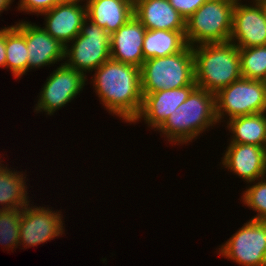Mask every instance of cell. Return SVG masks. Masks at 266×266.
<instances>
[{
    "label": "cell",
    "instance_id": "obj_1",
    "mask_svg": "<svg viewBox=\"0 0 266 266\" xmlns=\"http://www.w3.org/2000/svg\"><path fill=\"white\" fill-rule=\"evenodd\" d=\"M94 71L90 82L100 104L112 115L132 124L143 103L140 68L109 59Z\"/></svg>",
    "mask_w": 266,
    "mask_h": 266
},
{
    "label": "cell",
    "instance_id": "obj_10",
    "mask_svg": "<svg viewBox=\"0 0 266 266\" xmlns=\"http://www.w3.org/2000/svg\"><path fill=\"white\" fill-rule=\"evenodd\" d=\"M62 218L61 211L28 204L22 208L19 246L23 245L26 249L62 236L65 231Z\"/></svg>",
    "mask_w": 266,
    "mask_h": 266
},
{
    "label": "cell",
    "instance_id": "obj_21",
    "mask_svg": "<svg viewBox=\"0 0 266 266\" xmlns=\"http://www.w3.org/2000/svg\"><path fill=\"white\" fill-rule=\"evenodd\" d=\"M1 162L3 161H0V209H22L30 203L25 182L27 175L11 170Z\"/></svg>",
    "mask_w": 266,
    "mask_h": 266
},
{
    "label": "cell",
    "instance_id": "obj_25",
    "mask_svg": "<svg viewBox=\"0 0 266 266\" xmlns=\"http://www.w3.org/2000/svg\"><path fill=\"white\" fill-rule=\"evenodd\" d=\"M242 193V202L257 214L251 220L266 221V178L250 183ZM253 184V185H252Z\"/></svg>",
    "mask_w": 266,
    "mask_h": 266
},
{
    "label": "cell",
    "instance_id": "obj_3",
    "mask_svg": "<svg viewBox=\"0 0 266 266\" xmlns=\"http://www.w3.org/2000/svg\"><path fill=\"white\" fill-rule=\"evenodd\" d=\"M192 50L197 87L216 94L242 77L239 48L234 43H204Z\"/></svg>",
    "mask_w": 266,
    "mask_h": 266
},
{
    "label": "cell",
    "instance_id": "obj_5",
    "mask_svg": "<svg viewBox=\"0 0 266 266\" xmlns=\"http://www.w3.org/2000/svg\"><path fill=\"white\" fill-rule=\"evenodd\" d=\"M236 0H207L186 19L185 39L193 47L230 41Z\"/></svg>",
    "mask_w": 266,
    "mask_h": 266
},
{
    "label": "cell",
    "instance_id": "obj_30",
    "mask_svg": "<svg viewBox=\"0 0 266 266\" xmlns=\"http://www.w3.org/2000/svg\"><path fill=\"white\" fill-rule=\"evenodd\" d=\"M253 4H257V5H266V0H252Z\"/></svg>",
    "mask_w": 266,
    "mask_h": 266
},
{
    "label": "cell",
    "instance_id": "obj_31",
    "mask_svg": "<svg viewBox=\"0 0 266 266\" xmlns=\"http://www.w3.org/2000/svg\"><path fill=\"white\" fill-rule=\"evenodd\" d=\"M262 81L266 85V75H265V77H264V79Z\"/></svg>",
    "mask_w": 266,
    "mask_h": 266
},
{
    "label": "cell",
    "instance_id": "obj_4",
    "mask_svg": "<svg viewBox=\"0 0 266 266\" xmlns=\"http://www.w3.org/2000/svg\"><path fill=\"white\" fill-rule=\"evenodd\" d=\"M140 77L142 93L197 86L192 47L187 45L174 55L145 60L140 67Z\"/></svg>",
    "mask_w": 266,
    "mask_h": 266
},
{
    "label": "cell",
    "instance_id": "obj_7",
    "mask_svg": "<svg viewBox=\"0 0 266 266\" xmlns=\"http://www.w3.org/2000/svg\"><path fill=\"white\" fill-rule=\"evenodd\" d=\"M218 123L228 119L266 112V85L262 80L241 77L215 94ZM223 120V121H222Z\"/></svg>",
    "mask_w": 266,
    "mask_h": 266
},
{
    "label": "cell",
    "instance_id": "obj_22",
    "mask_svg": "<svg viewBox=\"0 0 266 266\" xmlns=\"http://www.w3.org/2000/svg\"><path fill=\"white\" fill-rule=\"evenodd\" d=\"M6 68L21 78L28 72V49L25 34L16 26L5 27Z\"/></svg>",
    "mask_w": 266,
    "mask_h": 266
},
{
    "label": "cell",
    "instance_id": "obj_14",
    "mask_svg": "<svg viewBox=\"0 0 266 266\" xmlns=\"http://www.w3.org/2000/svg\"><path fill=\"white\" fill-rule=\"evenodd\" d=\"M15 25L25 34L28 71L64 60L65 46L51 37L42 27L23 20L16 22Z\"/></svg>",
    "mask_w": 266,
    "mask_h": 266
},
{
    "label": "cell",
    "instance_id": "obj_12",
    "mask_svg": "<svg viewBox=\"0 0 266 266\" xmlns=\"http://www.w3.org/2000/svg\"><path fill=\"white\" fill-rule=\"evenodd\" d=\"M80 2V3H79ZM84 0H63L52 9L41 13L45 16L44 27L51 37L67 46L81 32L82 23L87 17Z\"/></svg>",
    "mask_w": 266,
    "mask_h": 266
},
{
    "label": "cell",
    "instance_id": "obj_11",
    "mask_svg": "<svg viewBox=\"0 0 266 266\" xmlns=\"http://www.w3.org/2000/svg\"><path fill=\"white\" fill-rule=\"evenodd\" d=\"M236 0L233 8L230 42L238 48L266 45V12L263 5L243 4Z\"/></svg>",
    "mask_w": 266,
    "mask_h": 266
},
{
    "label": "cell",
    "instance_id": "obj_17",
    "mask_svg": "<svg viewBox=\"0 0 266 266\" xmlns=\"http://www.w3.org/2000/svg\"><path fill=\"white\" fill-rule=\"evenodd\" d=\"M133 12L146 30H186L185 18L168 0H134Z\"/></svg>",
    "mask_w": 266,
    "mask_h": 266
},
{
    "label": "cell",
    "instance_id": "obj_8",
    "mask_svg": "<svg viewBox=\"0 0 266 266\" xmlns=\"http://www.w3.org/2000/svg\"><path fill=\"white\" fill-rule=\"evenodd\" d=\"M217 251L242 266H266V221L248 220Z\"/></svg>",
    "mask_w": 266,
    "mask_h": 266
},
{
    "label": "cell",
    "instance_id": "obj_24",
    "mask_svg": "<svg viewBox=\"0 0 266 266\" xmlns=\"http://www.w3.org/2000/svg\"><path fill=\"white\" fill-rule=\"evenodd\" d=\"M22 209H0V245L7 250L19 246V230Z\"/></svg>",
    "mask_w": 266,
    "mask_h": 266
},
{
    "label": "cell",
    "instance_id": "obj_16",
    "mask_svg": "<svg viewBox=\"0 0 266 266\" xmlns=\"http://www.w3.org/2000/svg\"><path fill=\"white\" fill-rule=\"evenodd\" d=\"M146 28L133 15L123 26L111 34V59L124 64L141 67Z\"/></svg>",
    "mask_w": 266,
    "mask_h": 266
},
{
    "label": "cell",
    "instance_id": "obj_28",
    "mask_svg": "<svg viewBox=\"0 0 266 266\" xmlns=\"http://www.w3.org/2000/svg\"><path fill=\"white\" fill-rule=\"evenodd\" d=\"M0 67L6 68L5 28L0 33Z\"/></svg>",
    "mask_w": 266,
    "mask_h": 266
},
{
    "label": "cell",
    "instance_id": "obj_6",
    "mask_svg": "<svg viewBox=\"0 0 266 266\" xmlns=\"http://www.w3.org/2000/svg\"><path fill=\"white\" fill-rule=\"evenodd\" d=\"M70 43L65 46L64 64L85 76L111 59V34L87 17L82 23L80 34Z\"/></svg>",
    "mask_w": 266,
    "mask_h": 266
},
{
    "label": "cell",
    "instance_id": "obj_2",
    "mask_svg": "<svg viewBox=\"0 0 266 266\" xmlns=\"http://www.w3.org/2000/svg\"><path fill=\"white\" fill-rule=\"evenodd\" d=\"M218 124L215 94L196 87L157 129L173 145L188 144Z\"/></svg>",
    "mask_w": 266,
    "mask_h": 266
},
{
    "label": "cell",
    "instance_id": "obj_27",
    "mask_svg": "<svg viewBox=\"0 0 266 266\" xmlns=\"http://www.w3.org/2000/svg\"><path fill=\"white\" fill-rule=\"evenodd\" d=\"M170 5L182 16L188 19L207 0H168Z\"/></svg>",
    "mask_w": 266,
    "mask_h": 266
},
{
    "label": "cell",
    "instance_id": "obj_18",
    "mask_svg": "<svg viewBox=\"0 0 266 266\" xmlns=\"http://www.w3.org/2000/svg\"><path fill=\"white\" fill-rule=\"evenodd\" d=\"M85 2L87 18L110 34L134 15V0H84Z\"/></svg>",
    "mask_w": 266,
    "mask_h": 266
},
{
    "label": "cell",
    "instance_id": "obj_15",
    "mask_svg": "<svg viewBox=\"0 0 266 266\" xmlns=\"http://www.w3.org/2000/svg\"><path fill=\"white\" fill-rule=\"evenodd\" d=\"M196 87L185 86L153 93H142L143 103L139 115L133 122L134 125L143 119L147 126L156 131L171 114H174L176 108L187 100Z\"/></svg>",
    "mask_w": 266,
    "mask_h": 266
},
{
    "label": "cell",
    "instance_id": "obj_23",
    "mask_svg": "<svg viewBox=\"0 0 266 266\" xmlns=\"http://www.w3.org/2000/svg\"><path fill=\"white\" fill-rule=\"evenodd\" d=\"M241 75L247 79L263 80L266 75V45L239 48Z\"/></svg>",
    "mask_w": 266,
    "mask_h": 266
},
{
    "label": "cell",
    "instance_id": "obj_29",
    "mask_svg": "<svg viewBox=\"0 0 266 266\" xmlns=\"http://www.w3.org/2000/svg\"><path fill=\"white\" fill-rule=\"evenodd\" d=\"M12 2H14V0H0V13L9 9Z\"/></svg>",
    "mask_w": 266,
    "mask_h": 266
},
{
    "label": "cell",
    "instance_id": "obj_13",
    "mask_svg": "<svg viewBox=\"0 0 266 266\" xmlns=\"http://www.w3.org/2000/svg\"><path fill=\"white\" fill-rule=\"evenodd\" d=\"M223 168L247 184L266 177V148L251 144L229 143L221 158Z\"/></svg>",
    "mask_w": 266,
    "mask_h": 266
},
{
    "label": "cell",
    "instance_id": "obj_20",
    "mask_svg": "<svg viewBox=\"0 0 266 266\" xmlns=\"http://www.w3.org/2000/svg\"><path fill=\"white\" fill-rule=\"evenodd\" d=\"M185 31L146 30L142 53L144 60L174 55L186 46Z\"/></svg>",
    "mask_w": 266,
    "mask_h": 266
},
{
    "label": "cell",
    "instance_id": "obj_19",
    "mask_svg": "<svg viewBox=\"0 0 266 266\" xmlns=\"http://www.w3.org/2000/svg\"><path fill=\"white\" fill-rule=\"evenodd\" d=\"M226 127L232 133L230 143L266 148V112L227 119Z\"/></svg>",
    "mask_w": 266,
    "mask_h": 266
},
{
    "label": "cell",
    "instance_id": "obj_9",
    "mask_svg": "<svg viewBox=\"0 0 266 266\" xmlns=\"http://www.w3.org/2000/svg\"><path fill=\"white\" fill-rule=\"evenodd\" d=\"M60 64L46 79L40 90L34 112L54 115L83 91L87 76L64 63Z\"/></svg>",
    "mask_w": 266,
    "mask_h": 266
},
{
    "label": "cell",
    "instance_id": "obj_26",
    "mask_svg": "<svg viewBox=\"0 0 266 266\" xmlns=\"http://www.w3.org/2000/svg\"><path fill=\"white\" fill-rule=\"evenodd\" d=\"M63 0H19L18 11L27 12V14L35 13L40 15L54 6L62 2Z\"/></svg>",
    "mask_w": 266,
    "mask_h": 266
}]
</instances>
